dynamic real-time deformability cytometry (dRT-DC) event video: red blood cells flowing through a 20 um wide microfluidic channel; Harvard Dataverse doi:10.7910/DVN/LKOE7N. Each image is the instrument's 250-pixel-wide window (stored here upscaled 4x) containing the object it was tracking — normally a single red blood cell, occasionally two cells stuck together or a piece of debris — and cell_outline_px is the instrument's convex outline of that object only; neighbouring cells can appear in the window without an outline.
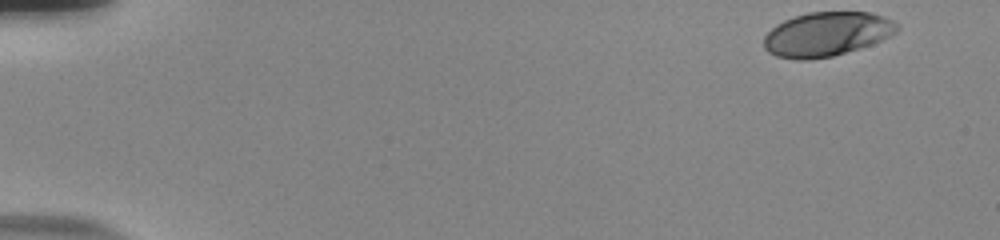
{"species": "human", "species_latin": "Homo sapiens", "temperature_condition": "room temperature", "stored_images_in_passage": 52, "camera_frame_rate_fps": 3000, "um_per_image_px": 0.085, "donor": {"sex": "male"}, "frame": {"image": 1, "passage_image": 1, "time_ms": 0.0, "image_size_px": [1000, 240], "cell_outline_px": [[896, 28], [888, 36], [880, 40], [832, 56], [808, 60], [796, 60], [776, 56], [768, 52], [764, 48], [764, 36], [776, 24], [784, 20], [808, 12], [868, 12], [880, 16], [896, 24]], "centroid_in_image_um": [70.15, 2.91], "position_along_channel_um": 14.9, "area_um2": 33.52}}
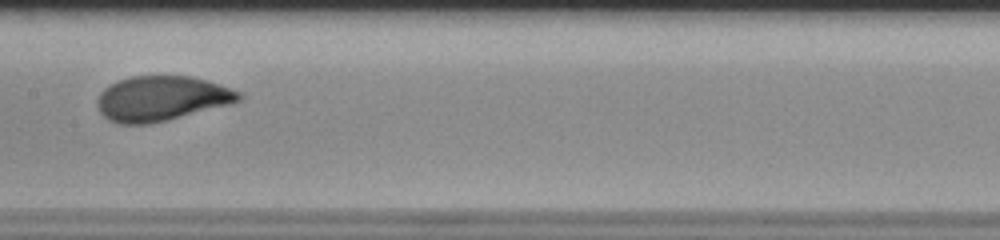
{"frame": {"image": 2, "passage_image": 27, "time_ms": 8.667, "image_size_px": [1000, 240], "cell_outline_px": [[240, 100], [228, 104], [168, 120], [148, 124], [116, 124], [108, 120], [100, 112], [100, 92], [104, 88], [116, 80], [132, 76], [192, 76], [240, 92]], "centroid_in_image_um": [13.68, 8.37], "position_along_channel_um": 193.7, "area_um2": 36.47}}
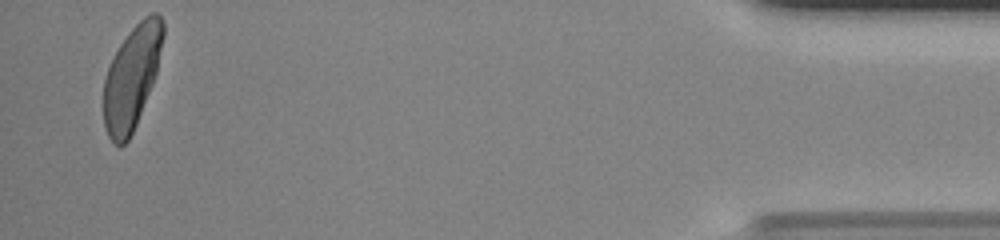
{"frame": {"image": 3, "passage_image": 51, "time_ms": 16.667, "image_size_px": [1000, 240], "cell_outline_px": [[164, 36], [156, 72], [152, 84], [136, 124], [128, 140], [124, 144], [116, 144], [108, 136], [104, 128], [104, 80], [108, 68], [120, 44], [132, 28], [144, 16], [152, 12], [156, 12], [160, 16], [164, 24]], "centroid_in_image_um": [11.21, 6.54], "position_along_channel_um": 424.0, "area_um2": 35.2}, "authors_computed_cell_mechanics": {"area_um2": 35.7204, "velocity_mm_per_s": 3.7824, "shape_relaxation_time_tau1_ms": 4.0757, "shape_relaxation_time_tau2_ms": null, "deformation_change_tau1": 0.1969, "deformation_change_tau2": null}}